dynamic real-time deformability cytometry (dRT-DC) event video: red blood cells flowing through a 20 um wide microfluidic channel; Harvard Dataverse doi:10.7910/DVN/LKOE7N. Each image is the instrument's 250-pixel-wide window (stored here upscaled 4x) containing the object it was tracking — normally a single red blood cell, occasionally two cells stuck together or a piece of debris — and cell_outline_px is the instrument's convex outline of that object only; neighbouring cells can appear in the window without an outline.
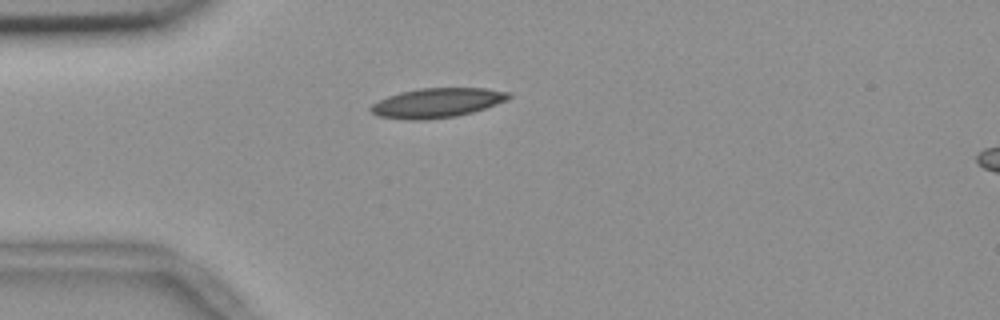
{"species": "common noctule bat (a hibernating species)", "species_latin": "Nyctalus noctula", "temperature_condition": "room temperature", "stored_images_in_passage": 2, "segment_of_instrument_passage": [1, 2], "camera_frame_rate_fps": 3000, "um_per_image_px": 0.085, "animal": {"sex": "female", "body_mass_g": 18.4}, "frame": {"image": 1, "passage_image": 1, "time_ms": 0.0, "image_size_px": [1000, 320], "cell_outline_px": [[512, 96], [508, 100], [472, 112], [456, 116], [428, 120], [408, 120], [376, 116], [368, 108], [372, 104], [388, 96], [400, 92], [420, 88], [484, 88], [512, 92]], "centroid_in_image_um": [37.15, 8.74], "position_along_channel_um": 47.8, "area_um2": 23.87}}